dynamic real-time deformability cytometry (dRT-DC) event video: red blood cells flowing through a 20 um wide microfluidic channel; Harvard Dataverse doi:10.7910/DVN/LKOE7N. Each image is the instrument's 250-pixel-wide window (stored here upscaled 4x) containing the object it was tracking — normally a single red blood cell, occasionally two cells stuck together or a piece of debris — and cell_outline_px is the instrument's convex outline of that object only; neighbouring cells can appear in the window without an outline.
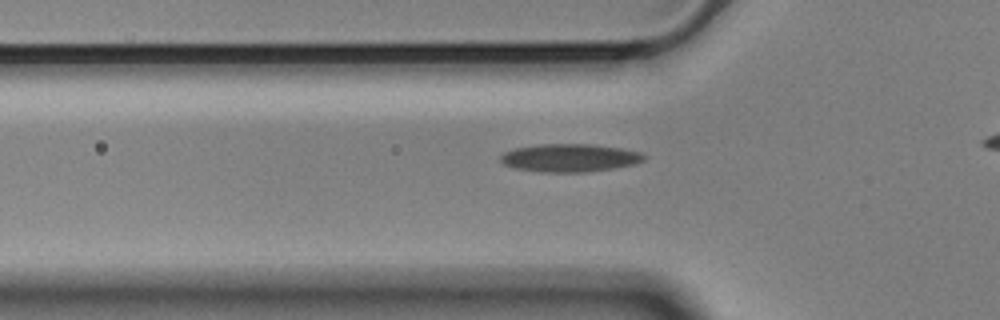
{"species": "Egyptian fruit bat (a non-hibernating species)", "species_latin": "Rousettus aegyptiacus", "temperature_condition": "cold", "stored_images_in_passage": 32, "camera_frame_rate_fps": 3000, "um_per_image_px": 0.085, "animal": {"sex": "male"}, "frame": {"image": 1, "passage_image": 4, "time_ms": 1.0, "image_size_px": [1000, 320], "cell_outline_px": [[644, 160], [636, 164], [612, 168], [584, 172], [540, 172], [516, 168], [504, 164], [500, 160], [500, 156], [504, 152], [516, 148], [536, 144], [588, 144], [620, 148], [640, 152], [644, 156]], "centroid_in_image_um": [48.4, 13.41], "position_along_channel_um": 77.4, "area_um2": 23.24}}
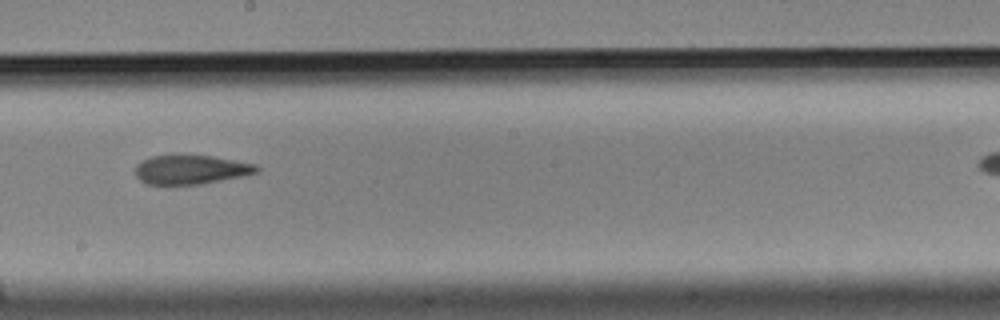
{"frame": {"image": 2, "passage_image": 17, "time_ms": 5.333, "image_size_px": [1000, 320], "cell_outline_px": [[260, 168], [256, 172], [240, 176], [200, 184], [148, 184], [140, 180], [136, 176], [136, 164], [152, 156], [172, 152], [176, 152], [212, 156], [256, 164]], "centroid_in_image_um": [16.17, 14.36], "position_along_channel_um": 232.0, "area_um2": 20.98}}
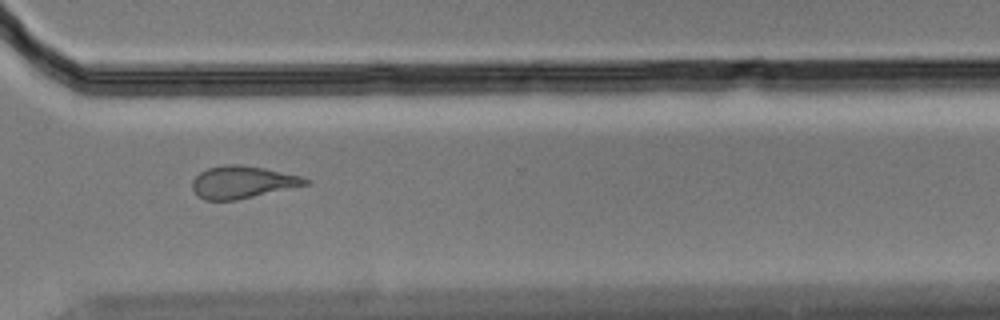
{"frame": {"image": 3, "passage_image": 27, "time_ms": 8.667, "image_size_px": [1000, 320], "cell_outline_px": [[312, 184], [236, 200], [204, 200], [192, 188], [192, 180], [200, 172], [208, 168], [224, 164], [240, 164], [264, 168], [300, 176], [308, 180]], "centroid_in_image_um": [20.62, 15.48], "position_along_channel_um": 350.0, "area_um2": 21.27}}